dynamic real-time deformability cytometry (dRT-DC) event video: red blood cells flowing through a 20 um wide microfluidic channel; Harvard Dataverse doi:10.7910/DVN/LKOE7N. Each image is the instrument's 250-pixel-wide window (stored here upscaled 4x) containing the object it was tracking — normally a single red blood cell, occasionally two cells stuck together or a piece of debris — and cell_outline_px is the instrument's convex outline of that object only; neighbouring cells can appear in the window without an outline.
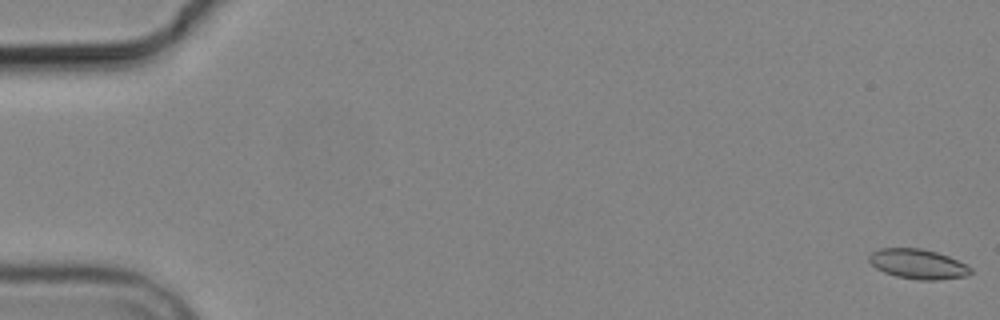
{"species": "common noctule bat (a hibernating species)", "species_latin": "Nyctalus noctula", "temperature_condition": "cold", "stored_images_in_passage": 5, "camera_frame_rate_fps": 3000, "um_per_image_px": 0.085, "animal": {"sex": "male", "body_mass_g": 19.2, "forearm_length_mm": 51.8}, "frame": {"image": 1, "passage_image": 1, "time_ms": 0.0, "image_size_px": [1000, 320], "cell_outline_px": [[972, 272], [968, 276], [940, 280], [916, 280], [896, 276], [884, 272], [876, 268], [868, 260], [868, 256], [872, 252], [880, 248], [920, 248], [936, 252], [948, 256], [972, 268]], "centroid_in_image_um": [78.02, 22.45], "position_along_channel_um": 7.0, "area_um2": 17.69}}
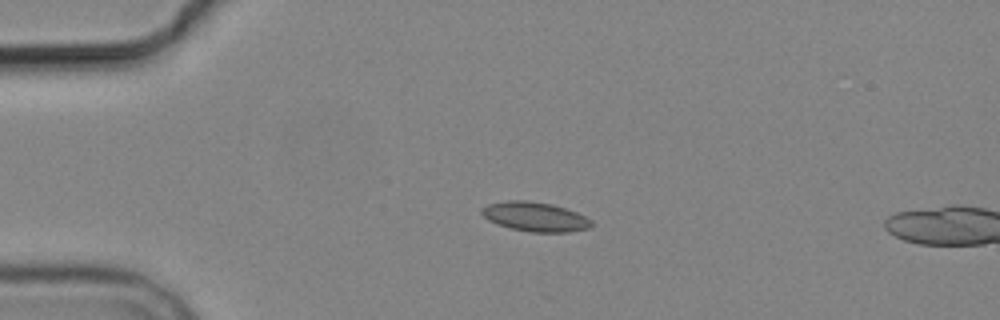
{"frame": {"image": 2, "passage_image": 4, "time_ms": 4.333, "image_size_px": [1000, 320], "cell_outline_px": [[592, 224], [588, 228], [568, 232], [528, 232], [496, 224], [488, 220], [480, 212], [480, 208], [488, 204], [508, 200], [524, 200], [552, 204], [576, 212], [592, 220]], "centroid_in_image_um": [45.44, 18.42], "position_along_channel_um": 39.6, "area_um2": 18.73}}